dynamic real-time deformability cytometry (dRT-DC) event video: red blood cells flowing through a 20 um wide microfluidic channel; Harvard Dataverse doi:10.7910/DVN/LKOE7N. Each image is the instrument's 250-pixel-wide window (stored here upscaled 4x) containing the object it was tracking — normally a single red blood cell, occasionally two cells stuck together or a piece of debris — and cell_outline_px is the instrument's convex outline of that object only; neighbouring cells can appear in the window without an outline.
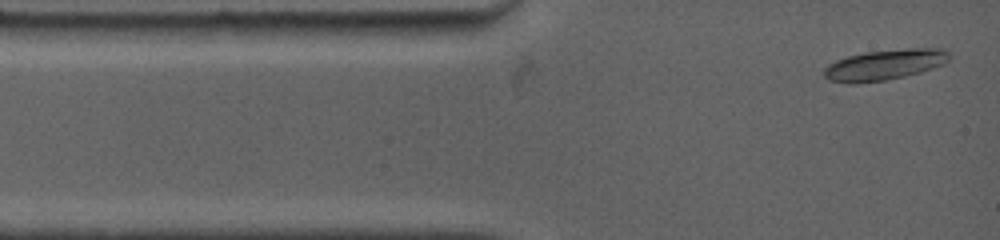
{"species": "common noctule bat (a hibernating species)", "species_latin": "Nyctalus noctula", "temperature_condition": "warm", "stored_images_in_passage": 17, "camera_frame_rate_fps": 4500, "um_per_image_px": 0.085, "animal": {"sex": "female", "body_mass_g": 19.0, "forearm_length_mm": 53.3}, "frame": {"image": 1, "passage_image": 1, "time_ms": 0.0, "image_size_px": [1000, 240], "cell_outline_px": [[952, 56], [944, 64], [920, 72], [904, 76], [884, 80], [852, 84], [848, 84], [828, 80], [824, 76], [824, 68], [828, 64], [836, 60], [848, 56], [864, 52], [908, 48], [948, 48]], "centroid_in_image_um": [75.21, 5.49], "position_along_channel_um": 9.8, "area_um2": 22.54}}
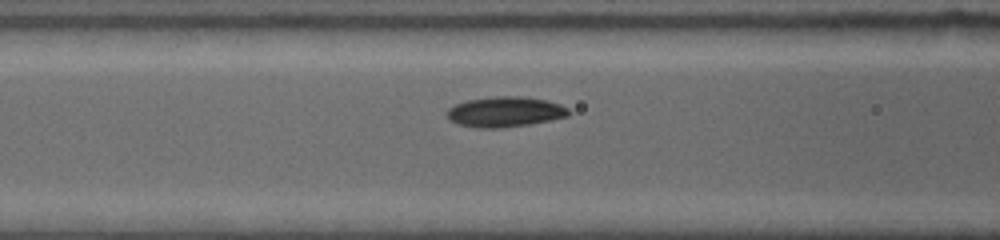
{"frame": {"image": 2, "passage_image": 10, "time_ms": 4.0, "image_size_px": [1000, 240], "cell_outline_px": [[572, 112], [568, 116], [528, 124], [500, 128], [476, 128], [456, 124], [448, 116], [448, 108], [456, 104], [468, 100], [496, 96], [520, 96], [544, 100], [560, 104], [568, 108]], "centroid_in_image_um": [42.93, 9.51], "position_along_channel_um": 123.7, "area_um2": 21.27}}
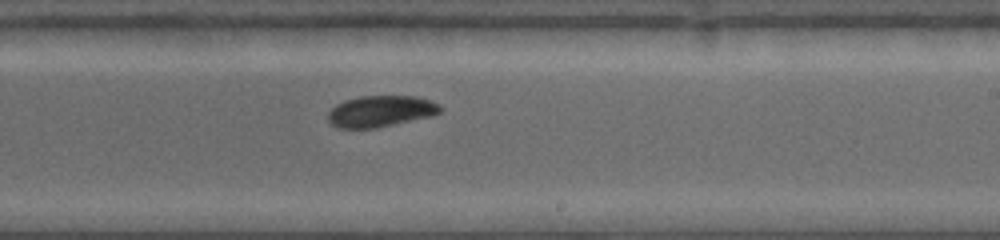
{"frame": {"image": 3, "passage_image": 17, "time_ms": 7.556, "image_size_px": [1000, 240], "cell_outline_px": [[444, 108], [440, 112], [432, 116], [376, 128], [340, 128], [332, 124], [328, 120], [328, 112], [336, 104], [344, 100], [360, 96], [416, 96], [432, 100], [440, 104]], "centroid_in_image_um": [32.39, 9.44], "position_along_channel_um": 256.6, "area_um2": 20.63}}